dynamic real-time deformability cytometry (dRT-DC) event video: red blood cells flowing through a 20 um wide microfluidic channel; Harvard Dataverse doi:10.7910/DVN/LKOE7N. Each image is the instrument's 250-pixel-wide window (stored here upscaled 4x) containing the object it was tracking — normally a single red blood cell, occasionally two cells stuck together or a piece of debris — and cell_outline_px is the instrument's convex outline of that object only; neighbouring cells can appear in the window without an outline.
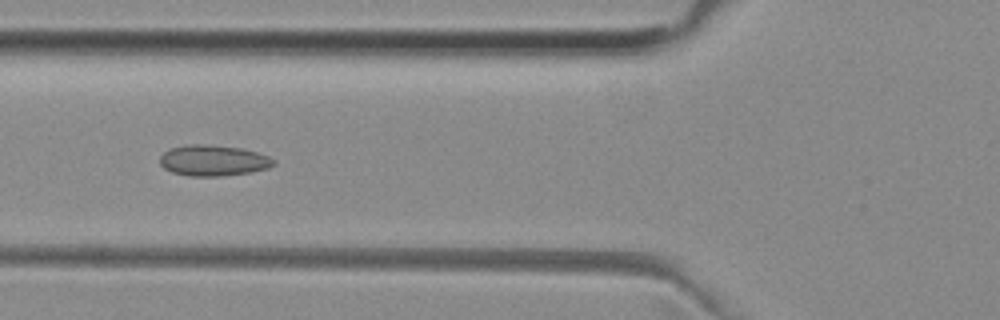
{"species": "common noctule bat (a hibernating species)", "species_latin": "Nyctalus noctula", "temperature_condition": "room temperature", "stored_images_in_passage": 47, "camera_frame_rate_fps": 3000, "um_per_image_px": 0.085, "animal": {"sex": "female", "body_mass_g": 29.2, "forearm_length_mm": 56.3}, "frame": {"image": 1, "passage_image": 14, "time_ms": 4.333, "image_size_px": [1000, 320], "cell_outline_px": [[276, 164], [268, 168], [252, 172], [220, 176], [188, 176], [172, 172], [164, 168], [160, 164], [160, 156], [168, 148], [188, 144], [208, 144], [240, 148], [256, 152], [268, 156], [276, 160]], "centroid_in_image_um": [18.12, 13.64], "position_along_channel_um": 107.7, "area_um2": 20.63}}
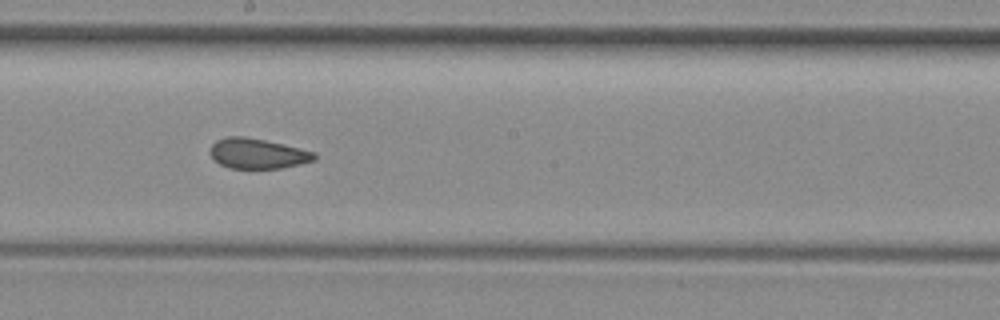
{"frame": {"image": 2, "passage_image": 23, "time_ms": 7.333, "image_size_px": [1000, 320], "cell_outline_px": [[316, 160], [300, 164], [280, 168], [228, 168], [220, 164], [208, 152], [212, 144], [216, 140], [228, 136], [244, 136], [264, 140], [300, 148], [316, 152]], "centroid_in_image_um": [21.89, 13.05], "position_along_channel_um": 226.3, "area_um2": 18.32}}
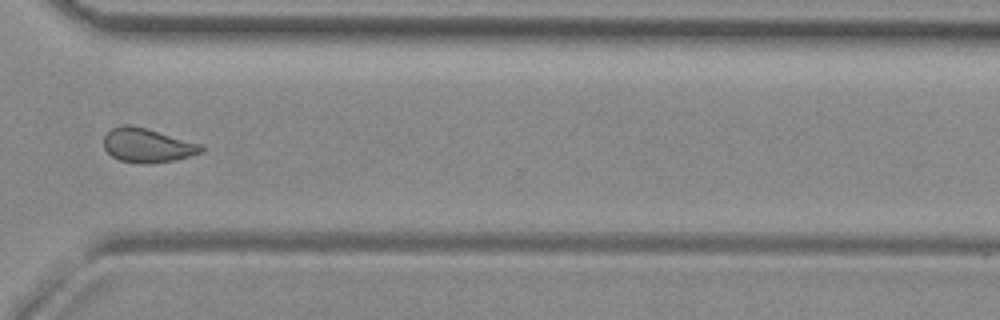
{"frame": {"image": 3, "passage_image": 33, "time_ms": 10.667, "image_size_px": [1000, 320], "cell_outline_px": [[204, 152], [176, 160], [148, 164], [144, 164], [120, 160], [112, 156], [104, 148], [104, 136], [112, 128], [124, 124], [132, 124], [200, 144], [204, 148]], "centroid_in_image_um": [12.52, 12.36], "position_along_channel_um": 358.1, "area_um2": 19.31}, "authors_computed_cell_mechanics": {"area_um2": 19.363, "velocity_mm_per_s": 3.959, "shape_relaxation_time_tau1_ms": null, "shape_relaxation_time_tau2_ms": 1.829, "deformation_change_tau1": null, "deformation_change_tau2": 0.0641}}